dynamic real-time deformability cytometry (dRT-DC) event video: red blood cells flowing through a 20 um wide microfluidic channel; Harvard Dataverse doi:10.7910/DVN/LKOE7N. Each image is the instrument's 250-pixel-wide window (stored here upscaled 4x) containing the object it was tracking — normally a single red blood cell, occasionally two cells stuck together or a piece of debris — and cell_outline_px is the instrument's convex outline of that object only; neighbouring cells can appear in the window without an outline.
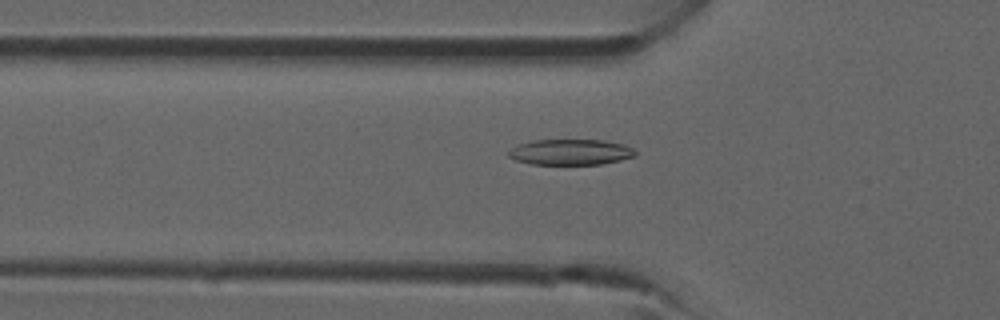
{"species": "common noctule bat (a hibernating species)", "species_latin": "Nyctalus noctula", "temperature_condition": "room temperature", "stored_images_in_passage": 39, "camera_frame_rate_fps": 3000, "um_per_image_px": 0.085, "animal": {"sex": "male", "forearm_length_mm": 52.5}, "frame": {"image": 1, "passage_image": 13, "time_ms": 4.0, "image_size_px": [1000, 320], "cell_outline_px": [[636, 156], [620, 160], [600, 164], [532, 164], [516, 160], [508, 156], [508, 152], [516, 144], [532, 140], [604, 140], [624, 144], [632, 148], [636, 152]], "centroid_in_image_um": [48.49, 12.92], "position_along_channel_um": 77.3, "area_um2": 19.02}}
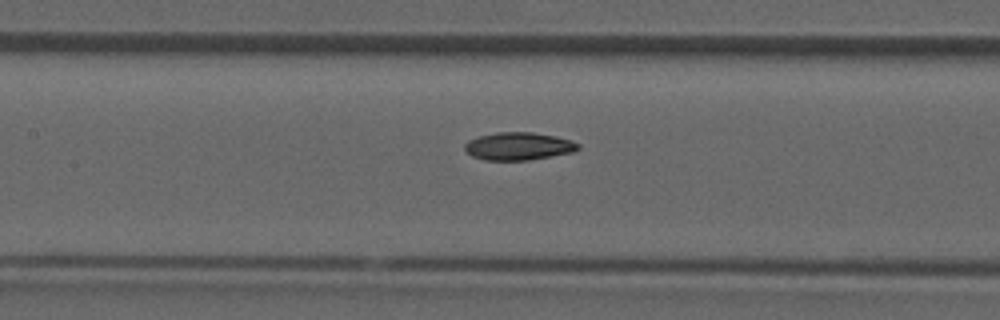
{"frame": {"image": 2, "passage_image": 18, "time_ms": 5.667, "image_size_px": [1000, 320], "cell_outline_px": [[580, 148], [572, 152], [528, 160], [484, 160], [472, 156], [464, 148], [464, 144], [468, 140], [480, 136], [496, 132], [532, 132], [556, 136], [572, 140], [580, 144]], "centroid_in_image_um": [44.08, 12.42], "position_along_channel_um": 163.3, "area_um2": 18.32}}
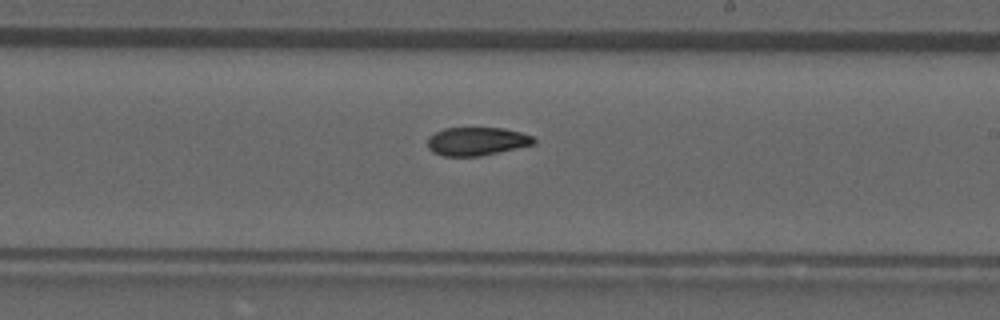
{"frame": {"image": 3, "passage_image": 23, "time_ms": 7.333, "image_size_px": [1000, 320], "cell_outline_px": [[536, 144], [480, 156], [444, 156], [432, 152], [428, 148], [428, 136], [444, 128], [504, 128], [520, 132], [532, 136], [536, 140]], "centroid_in_image_um": [40.52, 12.01], "position_along_channel_um": 248.5, "area_um2": 17.57}}